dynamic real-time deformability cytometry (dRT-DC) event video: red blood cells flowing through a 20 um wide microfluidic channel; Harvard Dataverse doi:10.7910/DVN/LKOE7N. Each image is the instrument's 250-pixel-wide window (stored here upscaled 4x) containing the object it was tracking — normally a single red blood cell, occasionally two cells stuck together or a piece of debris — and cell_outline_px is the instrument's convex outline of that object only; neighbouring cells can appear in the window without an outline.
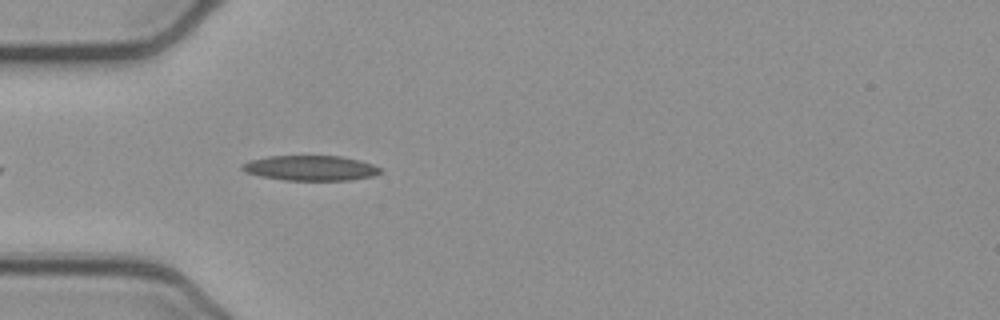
{"species": "common noctule bat (a hibernating species)", "species_latin": "Nyctalus noctula", "temperature_condition": "cold", "stored_images_in_passage": 7, "camera_frame_rate_fps": 3000, "um_per_image_px": 0.085, "animal": {"sex": "female", "body_mass_g": 21.9}, "frame": {"image": 1, "passage_image": 4, "time_ms": 1.0, "image_size_px": [1000, 320], "cell_outline_px": [[384, 172], [372, 176], [348, 180], [284, 180], [260, 176], [244, 172], [240, 168], [240, 164], [248, 160], [268, 156], [340, 156], [372, 164], [380, 168]], "centroid_in_image_um": [26.33, 14.28], "position_along_channel_um": 58.7, "area_um2": 20.23}}